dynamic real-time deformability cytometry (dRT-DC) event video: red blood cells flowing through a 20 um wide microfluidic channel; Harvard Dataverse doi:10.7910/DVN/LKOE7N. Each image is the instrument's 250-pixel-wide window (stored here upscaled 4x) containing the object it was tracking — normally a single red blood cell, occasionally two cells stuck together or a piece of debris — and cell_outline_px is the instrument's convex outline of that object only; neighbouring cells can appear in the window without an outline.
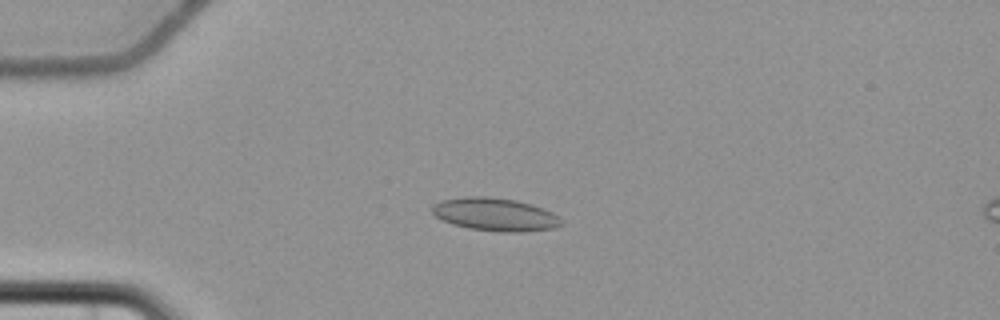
{"species": "common noctule bat (a hibernating species)", "species_latin": "Nyctalus noctula", "temperature_condition": "cold", "stored_images_in_passage": 7, "camera_frame_rate_fps": 3000, "um_per_image_px": 0.085, "animal": {"sex": "female", "body_mass_g": 22.7, "forearm_length_mm": 54.2}, "frame": {"image": 1, "passage_image": 5, "time_ms": 4.667, "image_size_px": [1000, 320], "cell_outline_px": [[564, 224], [556, 228], [524, 232], [500, 232], [468, 228], [452, 224], [436, 216], [432, 212], [432, 204], [440, 200], [468, 196], [488, 196], [516, 200], [532, 204], [544, 208], [552, 212]], "centroid_in_image_um": [42.09, 18.22], "position_along_channel_um": 42.9, "area_um2": 25.03}}
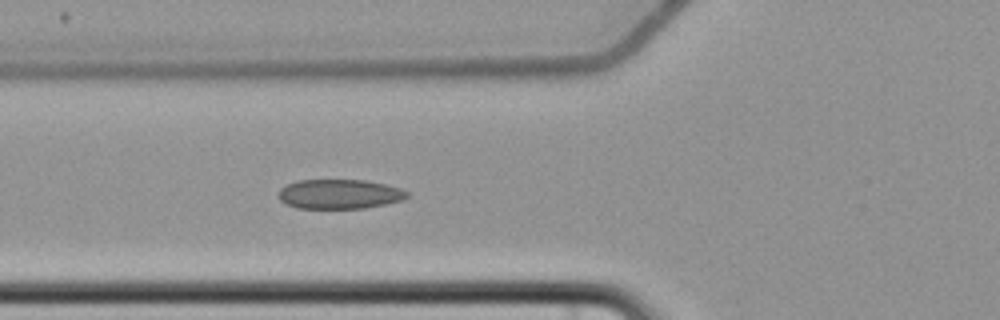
{"frame": {"image": 2, "passage_image": 7, "time_ms": 7.0, "image_size_px": [1000, 320], "cell_outline_px": [[408, 196], [404, 200], [364, 208], [296, 208], [280, 200], [280, 188], [296, 180], [364, 180], [384, 184], [400, 188], [408, 192]], "centroid_in_image_um": [28.87, 16.49], "position_along_channel_um": 96.9, "area_um2": 21.96}}